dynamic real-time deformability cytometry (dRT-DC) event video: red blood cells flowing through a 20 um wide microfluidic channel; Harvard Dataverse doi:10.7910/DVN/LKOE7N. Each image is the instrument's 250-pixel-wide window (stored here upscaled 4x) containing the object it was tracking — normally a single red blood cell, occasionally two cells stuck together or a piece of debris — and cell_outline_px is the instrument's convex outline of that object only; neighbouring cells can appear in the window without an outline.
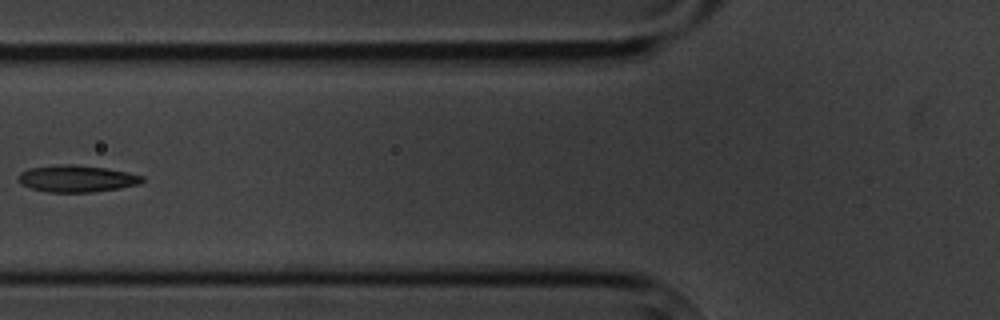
{"species": "common noctule bat (a hibernating species)", "species_latin": "Nyctalus noctula", "temperature_condition": "cold", "stored_images_in_passage": 9, "camera_frame_rate_fps": 3000, "um_per_image_px": 0.085, "animal": {"sex": "male", "body_mass_g": 20.1, "forearm_length_mm": 53.5}, "frame": {"image": 1, "passage_image": 4, "time_ms": 3.667, "image_size_px": [1000, 320], "cell_outline_px": [[144, 180], [140, 184], [120, 188], [92, 192], [48, 192], [32, 188], [20, 184], [16, 180], [16, 176], [20, 172], [28, 168], [60, 164], [76, 164], [108, 168], [128, 172], [144, 176]], "centroid_in_image_um": [6.5, 15.17], "position_along_channel_um": 119.3, "area_um2": 19.71}}
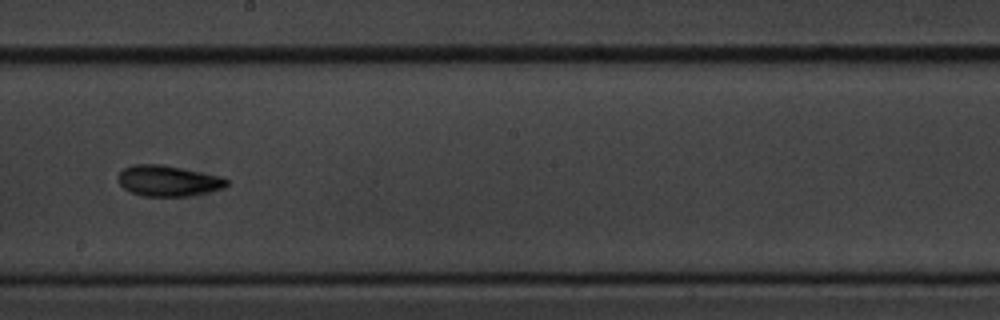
{"frame": {"image": 2, "passage_image": 7, "time_ms": 7.0, "image_size_px": [1000, 320], "cell_outline_px": [[228, 184], [224, 188], [208, 192], [188, 196], [140, 196], [124, 188], [120, 184], [116, 176], [124, 168], [132, 164], [164, 164], [224, 176], [228, 180]], "centroid_in_image_um": [14.31, 15.35], "position_along_channel_um": 233.9, "area_um2": 19.83}}
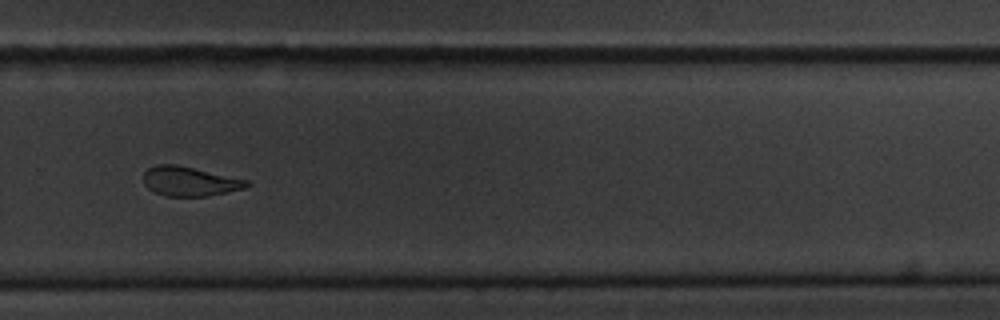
{"frame": {"image": 3, "passage_image": 9, "time_ms": 9.333, "image_size_px": [1000, 320], "cell_outline_px": [[252, 184], [248, 188], [208, 196], [168, 196], [156, 192], [148, 188], [144, 184], [144, 172], [148, 168], [156, 164], [176, 164], [248, 180]], "centroid_in_image_um": [16.16, 15.41], "position_along_channel_um": 313.6, "area_um2": 17.74}}